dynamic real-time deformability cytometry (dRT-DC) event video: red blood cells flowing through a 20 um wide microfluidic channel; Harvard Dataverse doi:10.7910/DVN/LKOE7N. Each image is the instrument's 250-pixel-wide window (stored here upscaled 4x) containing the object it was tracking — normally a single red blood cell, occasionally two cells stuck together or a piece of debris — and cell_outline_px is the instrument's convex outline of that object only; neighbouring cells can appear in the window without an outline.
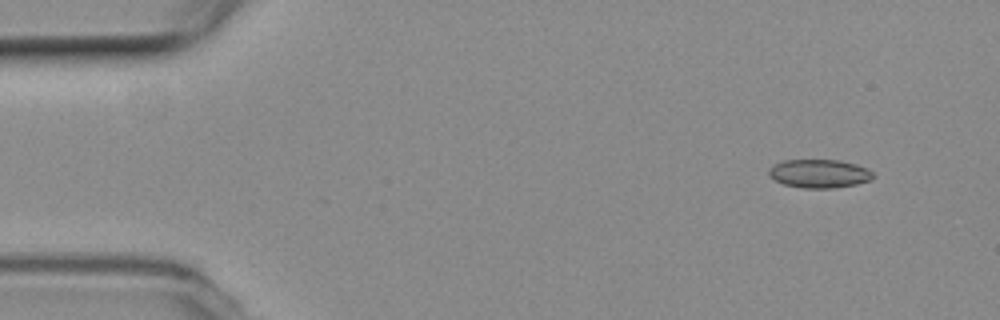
{"species": "common noctule bat (a hibernating species)", "species_latin": "Nyctalus noctula", "temperature_condition": "room temperature", "stored_images_in_passage": 42, "camera_frame_rate_fps": 3000, "um_per_image_px": 0.085, "animal": {"sex": "female", "body_mass_g": 19.3, "forearm_length_mm": 54.1}, "frame": {"image": 1, "passage_image": 1, "time_ms": 0.0, "image_size_px": [1000, 320], "cell_outline_px": [[872, 180], [856, 184], [832, 188], [804, 188], [784, 184], [768, 176], [768, 168], [784, 160], [840, 160], [856, 164], [868, 168], [872, 172]], "centroid_in_image_um": [69.64, 14.75], "position_along_channel_um": 15.4, "area_um2": 17.28}}
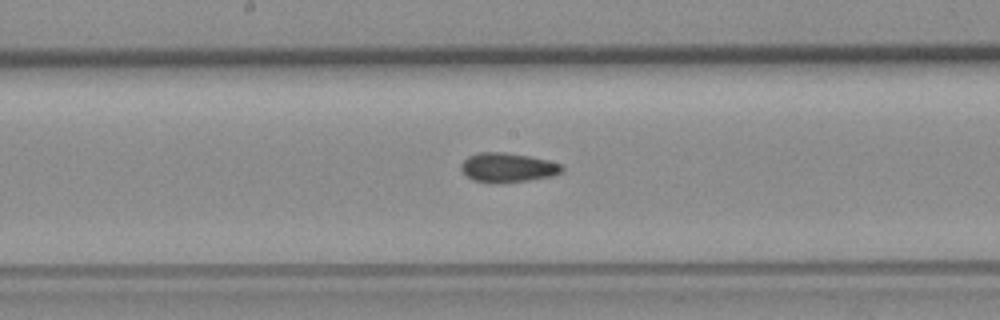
{"frame": {"image": 2, "passage_image": 24, "time_ms": 7.667, "image_size_px": [1000, 320], "cell_outline_px": [[564, 172], [552, 176], [528, 180], [500, 184], [472, 180], [460, 168], [460, 164], [468, 156], [476, 152], [504, 152], [528, 156], [548, 160], [560, 164], [564, 168]], "centroid_in_image_um": [43.15, 14.24], "position_along_channel_um": 205.1, "area_um2": 17.4}}
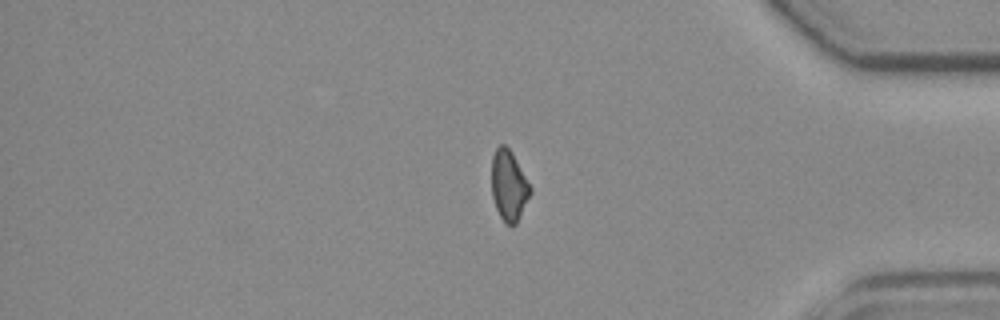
{"frame": {"image": 3, "passage_image": 41, "time_ms": 13.333, "image_size_px": [1000, 320], "cell_outline_px": [[532, 192], [516, 224], [504, 224], [496, 208], [492, 196], [492, 156], [496, 148], [500, 144], [504, 144], [512, 152], [532, 188]], "centroid_in_image_um": [43.25, 15.77], "position_along_channel_um": 391.9, "area_um2": 15.9}}